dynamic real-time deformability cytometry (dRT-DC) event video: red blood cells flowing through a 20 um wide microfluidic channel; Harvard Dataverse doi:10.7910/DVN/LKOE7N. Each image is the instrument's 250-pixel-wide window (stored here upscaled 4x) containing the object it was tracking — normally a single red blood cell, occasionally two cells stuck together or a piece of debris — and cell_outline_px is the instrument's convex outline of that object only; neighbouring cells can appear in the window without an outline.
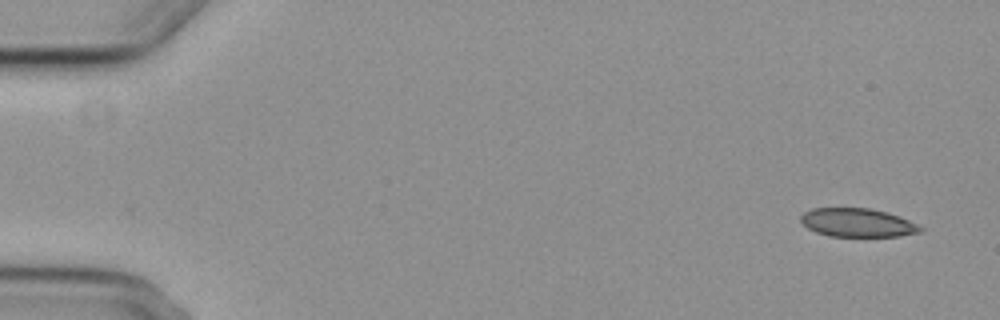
{"species": "common noctule bat (a hibernating species)", "species_latin": "Nyctalus noctula", "temperature_condition": "cold", "stored_images_in_passage": 2, "camera_frame_rate_fps": 3000, "um_per_image_px": 0.085, "animal": {"sex": "female", "body_mass_g": 29.2, "forearm_length_mm": 56.3}, "frame": {"image": 1, "passage_image": 2, "time_ms": 2.0, "image_size_px": [1000, 320], "cell_outline_px": [[924, 228], [920, 232], [900, 236], [828, 236], [816, 232], [808, 228], [800, 220], [800, 216], [804, 212], [812, 208], [868, 208], [888, 212], [908, 220]], "centroid_in_image_um": [72.87, 18.92], "position_along_channel_um": 12.1, "area_um2": 19.83}}